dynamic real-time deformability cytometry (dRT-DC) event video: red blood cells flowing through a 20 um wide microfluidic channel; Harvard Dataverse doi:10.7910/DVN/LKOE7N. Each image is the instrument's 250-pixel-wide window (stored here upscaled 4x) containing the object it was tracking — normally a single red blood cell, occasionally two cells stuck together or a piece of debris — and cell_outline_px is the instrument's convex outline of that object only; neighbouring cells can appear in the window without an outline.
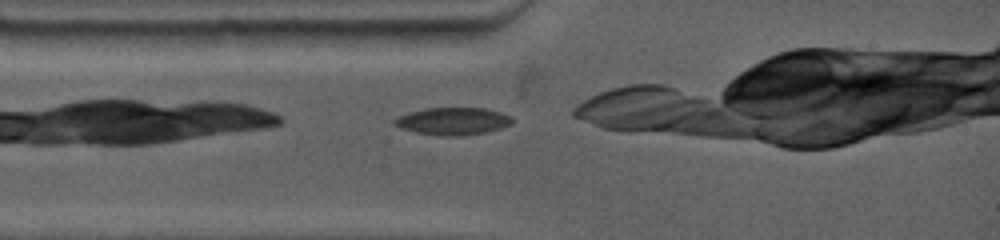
{"species": "common noctule bat (a hibernating species)", "species_latin": "Nyctalus noctula", "temperature_condition": "warm", "stored_images_in_passage": 5, "camera_frame_rate_fps": 4500, "um_per_image_px": 0.085, "animal": {"sex": "female", "body_mass_g": 19.0, "forearm_length_mm": 53.3}, "frame": {"image": 1, "passage_image": 1, "time_ms": 0.0, "image_size_px": [1000, 240], "cell_outline_px": [[512, 124], [500, 128], [484, 132], [456, 136], [444, 136], [416, 132], [400, 128], [392, 124], [392, 120], [396, 116], [408, 112], [424, 108], [484, 108], [500, 112], [512, 116]], "centroid_in_image_um": [38.44, 10.29], "position_along_channel_um": 46.6, "area_um2": 18.84}}